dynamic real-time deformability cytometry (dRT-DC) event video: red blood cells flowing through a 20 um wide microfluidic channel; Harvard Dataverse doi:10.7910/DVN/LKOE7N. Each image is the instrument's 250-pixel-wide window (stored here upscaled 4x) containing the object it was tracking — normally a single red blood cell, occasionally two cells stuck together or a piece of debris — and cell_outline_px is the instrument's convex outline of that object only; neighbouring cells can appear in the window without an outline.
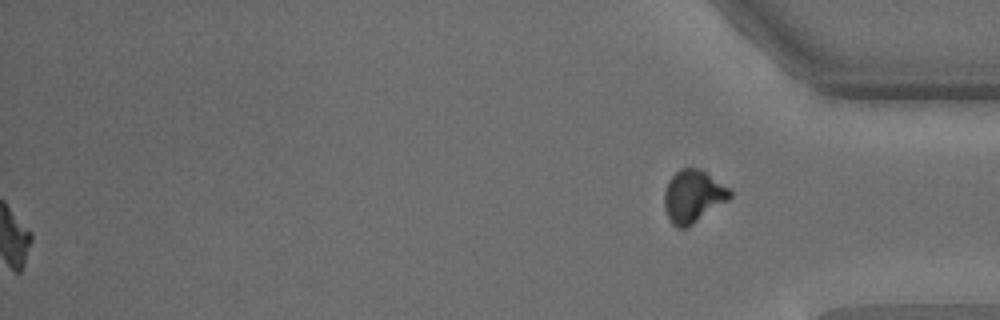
{"species": "common noctule bat (a hibernating species)", "species_latin": "Nyctalus noctula", "temperature_condition": "warm", "stored_images_in_passage": 55, "segment_of_instrument_passage": [2, 2], "camera_frame_rate_fps": 3000, "um_per_image_px": 0.085, "animal": {"sex": "male", "body_mass_g": 15.6}, "frame": {"image": 1, "passage_image": 55, "time_ms": 18.0, "image_size_px": [1000, 320], "cell_outline_px": [[732, 196], [728, 200], [688, 228], [676, 228], [672, 224], [664, 208], [664, 192], [668, 180], [680, 168], [700, 168], [728, 188], [732, 192]], "centroid_in_image_um": [58.89, 16.7], "position_along_channel_um": 376.3, "area_um2": 20.11}}